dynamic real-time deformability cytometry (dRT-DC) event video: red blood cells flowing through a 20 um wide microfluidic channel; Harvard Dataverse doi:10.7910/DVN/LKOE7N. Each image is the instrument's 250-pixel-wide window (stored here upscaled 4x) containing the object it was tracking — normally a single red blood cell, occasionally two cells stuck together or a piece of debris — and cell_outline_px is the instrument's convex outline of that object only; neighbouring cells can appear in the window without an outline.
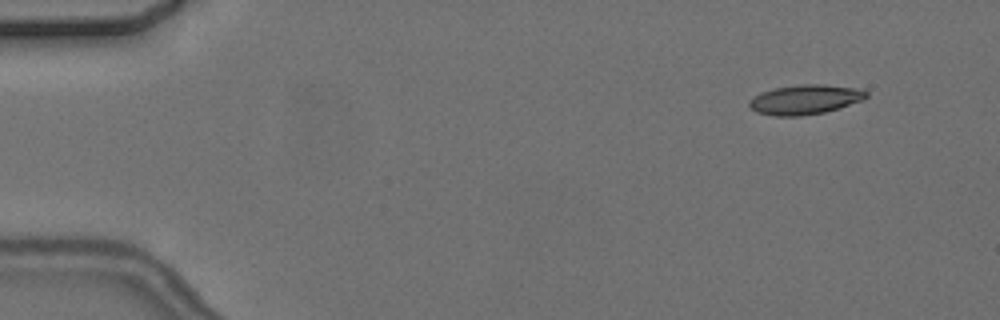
{"species": "common noctule bat (a hibernating species)", "species_latin": "Nyctalus noctula", "temperature_condition": "cold", "stored_images_in_passage": 4, "camera_frame_rate_fps": 3000, "um_per_image_px": 0.085, "animal": {"sex": "female", "body_mass_g": 24.6, "forearm_length_mm": 56.2}, "frame": {"image": 1, "passage_image": 1, "time_ms": 0.0, "image_size_px": [1000, 320], "cell_outline_px": [[868, 96], [864, 100], [840, 108], [824, 112], [800, 116], [776, 116], [756, 112], [748, 104], [748, 100], [760, 92], [776, 88], [804, 84], [824, 84], [864, 88], [868, 92]], "centroid_in_image_um": [68.49, 8.45], "position_along_channel_um": 16.5, "area_um2": 20.46}}